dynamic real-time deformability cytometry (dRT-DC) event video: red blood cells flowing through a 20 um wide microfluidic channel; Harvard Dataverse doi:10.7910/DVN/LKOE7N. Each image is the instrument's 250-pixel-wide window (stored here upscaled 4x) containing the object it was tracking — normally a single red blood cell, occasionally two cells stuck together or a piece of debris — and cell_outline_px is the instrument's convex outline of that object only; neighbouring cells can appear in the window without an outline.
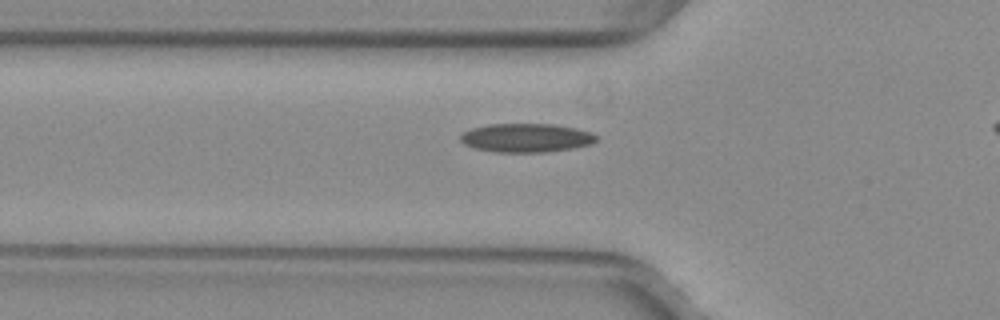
{"species": "common noctule bat (a hibernating species)", "species_latin": "Nyctalus noctula", "temperature_condition": "warm", "stored_images_in_passage": 40, "camera_frame_rate_fps": 3000, "um_per_image_px": 0.085, "animal": {"sex": "female", "body_mass_g": 29.2, "forearm_length_mm": 56.3}, "frame": {"image": 1, "passage_image": 7, "time_ms": 2.0, "image_size_px": [1000, 320], "cell_outline_px": [[596, 140], [592, 144], [572, 148], [548, 152], [496, 152], [476, 148], [464, 144], [460, 140], [460, 136], [464, 132], [472, 128], [488, 124], [552, 124], [576, 128], [592, 132], [596, 136]], "centroid_in_image_um": [44.74, 11.71], "position_along_channel_um": 81.1, "area_um2": 22.72}}
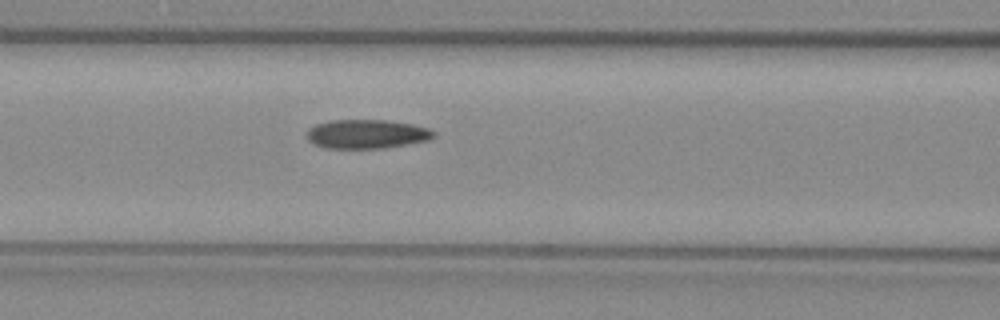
{"frame": {"image": 2, "passage_image": 11, "time_ms": 3.333, "image_size_px": [1000, 320], "cell_outline_px": [[436, 136], [428, 140], [384, 148], [328, 148], [316, 144], [308, 140], [308, 128], [316, 124], [332, 120], [388, 120], [412, 124], [428, 128], [436, 132]], "centroid_in_image_um": [31.2, 11.38], "position_along_channel_um": 135.4, "area_um2": 21.33}}
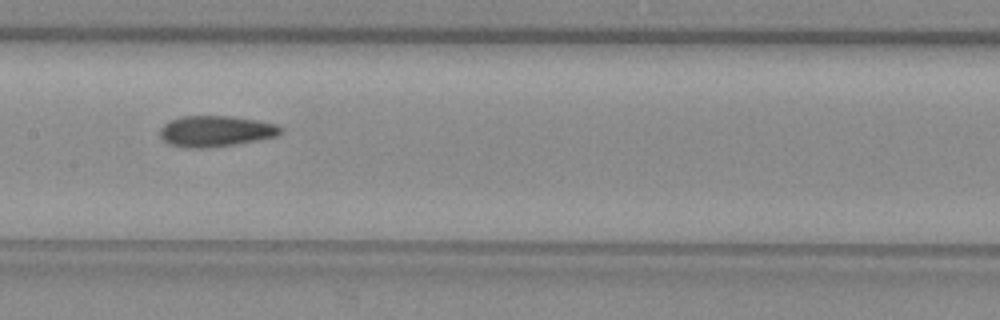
{"frame": {"image": 3, "passage_image": 15, "time_ms": 4.667, "image_size_px": [1000, 320], "cell_outline_px": [[284, 128], [276, 136], [236, 144], [212, 148], [184, 148], [168, 144], [160, 136], [160, 128], [168, 120], [184, 116], [232, 116], [256, 120], [276, 124]], "centroid_in_image_um": [18.3, 11.16], "position_along_channel_um": 189.1, "area_um2": 21.91}}